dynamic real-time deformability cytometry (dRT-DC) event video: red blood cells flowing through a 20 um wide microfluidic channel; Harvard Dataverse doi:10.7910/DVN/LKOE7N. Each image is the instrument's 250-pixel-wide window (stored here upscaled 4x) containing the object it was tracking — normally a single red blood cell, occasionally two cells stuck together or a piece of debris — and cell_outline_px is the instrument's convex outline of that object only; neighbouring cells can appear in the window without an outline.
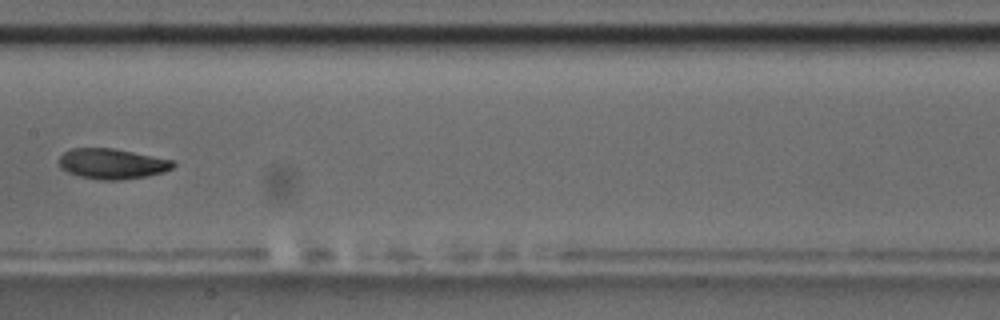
{"species": "common noctule bat (a hibernating species)", "species_latin": "Nyctalus noctula", "temperature_condition": "room temperature", "stored_images_in_passage": 8, "camera_frame_rate_fps": 3000, "um_per_image_px": 0.085, "animal": {"sex": "male", "body_mass_g": 17.5, "forearm_length_mm": 52.3}, "frame": {"image": 1, "passage_image": 8, "time_ms": 8.333, "image_size_px": [1000, 320], "cell_outline_px": [[176, 164], [172, 168], [164, 172], [144, 176], [120, 180], [100, 180], [80, 176], [68, 172], [60, 168], [60, 156], [64, 152], [72, 148], [112, 148], [172, 160]], "centroid_in_image_um": [9.51, 13.92], "position_along_channel_um": 197.9, "area_um2": 19.94}}